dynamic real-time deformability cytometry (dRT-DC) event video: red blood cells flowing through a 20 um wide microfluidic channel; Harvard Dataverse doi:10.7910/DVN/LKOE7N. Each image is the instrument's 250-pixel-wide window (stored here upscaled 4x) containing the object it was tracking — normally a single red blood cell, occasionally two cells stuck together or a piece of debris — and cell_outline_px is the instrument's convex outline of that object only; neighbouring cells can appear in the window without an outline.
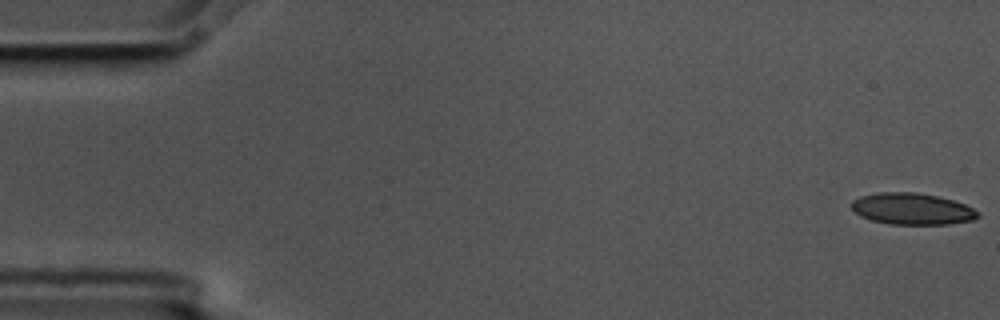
{"species": "common noctule bat (a hibernating species)", "species_latin": "Nyctalus noctula", "temperature_condition": "cold", "stored_images_in_passage": 15, "camera_frame_rate_fps": 3000, "um_per_image_px": 0.085, "animal": {"sex": "male", "body_mass_g": 17.5, "forearm_length_mm": 52.3}, "frame": {"image": 1, "passage_image": 1, "time_ms": 0.0, "image_size_px": [1000, 320], "cell_outline_px": [[980, 216], [972, 220], [948, 224], [888, 224], [872, 220], [860, 216], [852, 208], [852, 200], [860, 196], [880, 192], [916, 192], [936, 196], [952, 200], [964, 204], [980, 212]], "centroid_in_image_um": [77.53, 17.75], "position_along_channel_um": 7.5, "area_um2": 23.12}}
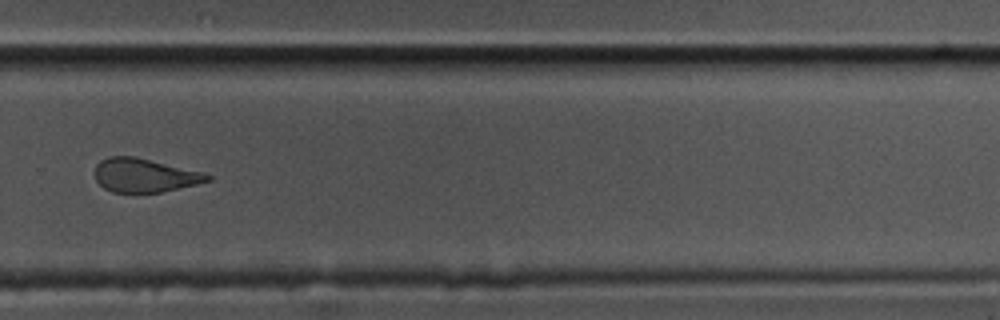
{"frame": {"image": 2, "passage_image": 11, "time_ms": 3.333, "image_size_px": [1000, 320], "cell_outline_px": [[212, 180], [196, 184], [160, 192], [112, 192], [104, 188], [96, 180], [96, 164], [100, 160], [108, 156], [136, 156], [204, 172], [212, 176]], "centroid_in_image_um": [12.3, 14.88], "position_along_channel_um": 317.5, "area_um2": 22.14}}
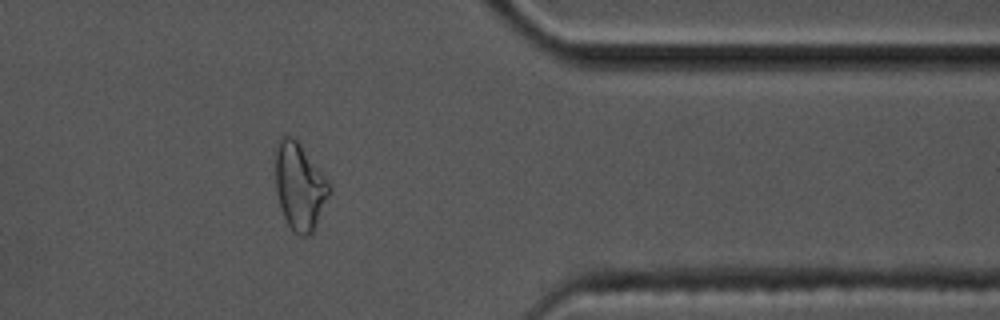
{"frame": {"image": 3, "passage_image": 13, "time_ms": 4.0, "image_size_px": [1000, 320], "cell_outline_px": [[332, 192], [312, 232], [308, 236], [300, 236], [292, 232], [284, 216], [276, 192], [276, 148], [280, 136], [292, 136], [300, 144], [324, 176], [332, 188]], "centroid_in_image_um": [25.47, 15.87], "position_along_channel_um": 385.9, "area_um2": 27.05}}